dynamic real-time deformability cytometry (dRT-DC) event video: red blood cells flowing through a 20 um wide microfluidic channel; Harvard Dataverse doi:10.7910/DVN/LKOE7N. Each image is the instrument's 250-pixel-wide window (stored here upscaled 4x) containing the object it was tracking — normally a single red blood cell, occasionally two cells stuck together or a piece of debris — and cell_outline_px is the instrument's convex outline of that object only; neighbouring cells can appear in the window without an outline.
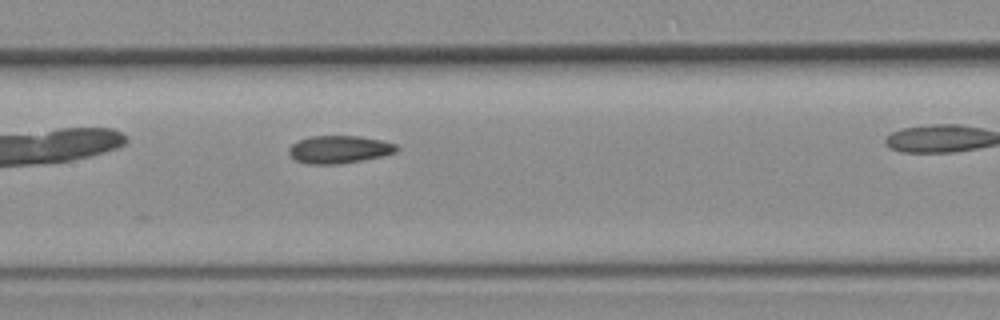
{"species": "common noctule bat (a hibernating species)", "species_latin": "Nyctalus noctula", "temperature_condition": "room temperature", "stored_images_in_passage": 9, "camera_frame_rate_fps": 3000, "um_per_image_px": 0.085, "animal": {"sex": "female", "body_mass_g": 19.3, "forearm_length_mm": 54.1}, "frame": {"image": 1, "passage_image": 9, "time_ms": 2.667, "image_size_px": [1000, 320], "cell_outline_px": [[400, 148], [396, 152], [384, 156], [340, 164], [308, 164], [296, 160], [288, 152], [288, 148], [296, 140], [308, 136], [360, 136], [380, 140], [396, 144]], "centroid_in_image_um": [28.83, 12.7], "position_along_channel_um": 178.6, "area_um2": 17.57}}